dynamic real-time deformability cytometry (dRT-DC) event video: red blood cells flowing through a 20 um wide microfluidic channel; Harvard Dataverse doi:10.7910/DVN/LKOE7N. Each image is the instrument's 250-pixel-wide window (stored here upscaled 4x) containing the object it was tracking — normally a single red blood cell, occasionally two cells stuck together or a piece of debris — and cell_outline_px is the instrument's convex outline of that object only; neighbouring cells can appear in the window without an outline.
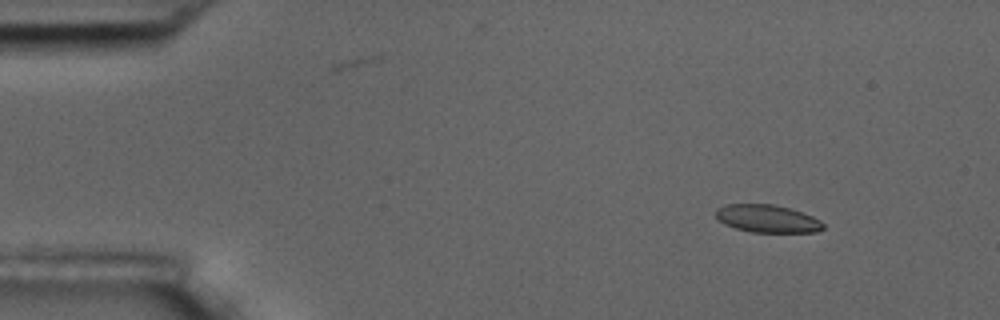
{"species": "common noctule bat (a hibernating species)", "species_latin": "Nyctalus noctula", "temperature_condition": "room temperature", "stored_images_in_passage": 4, "camera_frame_rate_fps": 3000, "um_per_image_px": 0.085, "animal": {"sex": "male", "body_mass_g": 17.5, "forearm_length_mm": 52.3}, "frame": {"image": 1, "passage_image": 2, "time_ms": 1.333, "image_size_px": [1000, 320], "cell_outline_px": [[824, 228], [816, 232], [752, 232], [736, 228], [724, 224], [716, 216], [716, 208], [724, 204], [772, 204], [788, 208], [812, 216], [820, 220], [824, 224]], "centroid_in_image_um": [65.21, 18.58], "position_along_channel_um": 19.8, "area_um2": 17.22}}